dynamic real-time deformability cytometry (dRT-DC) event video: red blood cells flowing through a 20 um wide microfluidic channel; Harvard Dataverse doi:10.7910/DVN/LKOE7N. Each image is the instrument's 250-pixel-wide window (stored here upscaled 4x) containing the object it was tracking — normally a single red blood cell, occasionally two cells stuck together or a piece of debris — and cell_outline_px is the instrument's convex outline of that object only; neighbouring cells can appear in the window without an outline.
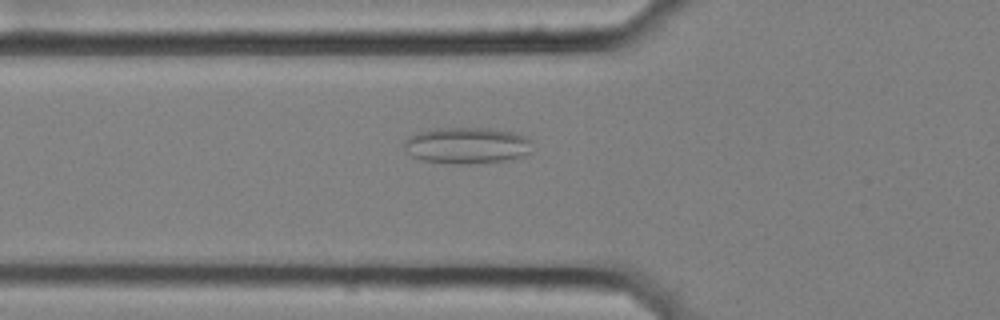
{"species": "common noctule bat (a hibernating species)", "species_latin": "Nyctalus noctula", "temperature_condition": "cold", "stored_images_in_passage": 57, "camera_frame_rate_fps": 3000, "um_per_image_px": 0.085, "animal": {"sex": "female", "body_mass_g": 25.1}, "frame": {"image": 1, "passage_image": 21, "time_ms": 6.667, "image_size_px": [1000, 320], "cell_outline_px": [[532, 140], [528, 152], [524, 156], [508, 160], [468, 164], [452, 164], [420, 160], [404, 152], [404, 140], [408, 136], [416, 132], [436, 128], [488, 128], [512, 132], [528, 136]], "centroid_in_image_um": [39.64, 12.36], "position_along_channel_um": 86.2, "area_um2": 27.57}}
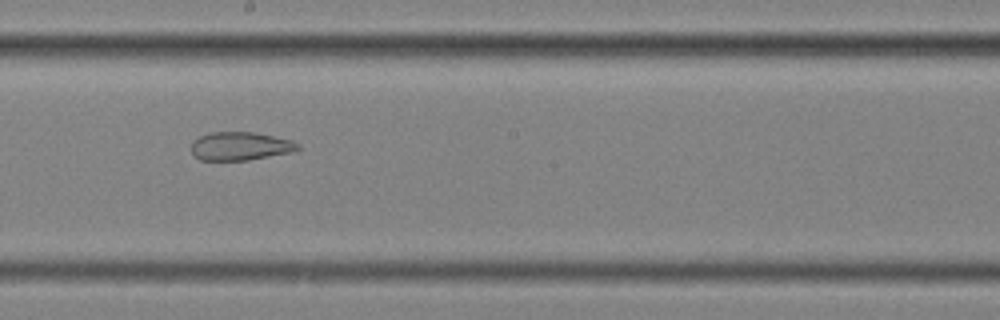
{"frame": {"image": 2, "passage_image": 33, "time_ms": 10.667, "image_size_px": [1000, 320], "cell_outline_px": [[300, 148], [292, 152], [248, 160], [200, 160], [192, 152], [192, 140], [208, 132], [256, 132], [292, 140], [300, 144]], "centroid_in_image_um": [20.43, 12.41], "position_along_channel_um": 227.8, "area_um2": 17.69}}
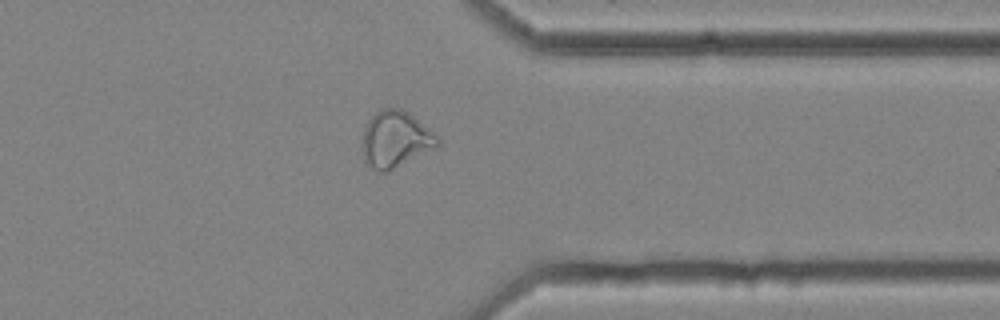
{"frame": {"image": 3, "passage_image": 46, "time_ms": 15.0, "image_size_px": [1000, 320], "cell_outline_px": [[440, 148], [388, 172], [376, 172], [364, 164], [364, 128], [368, 120], [380, 108], [400, 108], [408, 112], [428, 128], [440, 140]], "centroid_in_image_um": [33.65, 11.89], "position_along_channel_um": 377.8, "area_um2": 25.2}, "authors_computed_cell_mechanics": {"area_um2": 25.721, "velocity_mm_per_s": 3.5402, "shape_relaxation_time_tau1_ms": null, "shape_relaxation_time_tau2_ms": 3.1536, "deformation_change_tau1": null, "deformation_change_tau2": 0.1114}}